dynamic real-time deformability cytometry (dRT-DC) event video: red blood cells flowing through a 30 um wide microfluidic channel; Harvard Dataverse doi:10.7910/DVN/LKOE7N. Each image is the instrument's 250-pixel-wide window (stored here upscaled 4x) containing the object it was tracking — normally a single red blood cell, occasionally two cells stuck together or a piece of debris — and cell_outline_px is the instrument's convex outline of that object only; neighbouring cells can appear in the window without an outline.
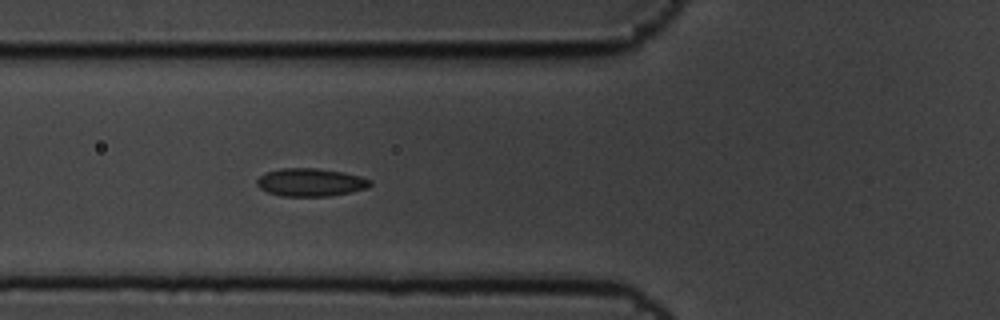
{"species": "common noctule bat (a hibernating species)", "species_latin": "Nyctalus noctula", "temperature_condition": "cold", "stored_images_in_passage": 5, "camera_frame_rate_fps": 3000, "um_per_image_px": 0.085, "animal": {"sex": "male", "body_mass_g": 19.5, "forearm_length_mm": 54.6}, "frame": {"image": 1, "passage_image": 5, "time_ms": 1.333, "image_size_px": [1000, 320], "cell_outline_px": [[372, 184], [368, 188], [328, 196], [280, 196], [268, 192], [260, 188], [256, 184], [256, 180], [260, 176], [268, 172], [280, 168], [316, 168], [344, 172], [360, 176], [372, 180]], "centroid_in_image_um": [26.4, 15.49], "position_along_channel_um": 99.4, "area_um2": 18.44}}